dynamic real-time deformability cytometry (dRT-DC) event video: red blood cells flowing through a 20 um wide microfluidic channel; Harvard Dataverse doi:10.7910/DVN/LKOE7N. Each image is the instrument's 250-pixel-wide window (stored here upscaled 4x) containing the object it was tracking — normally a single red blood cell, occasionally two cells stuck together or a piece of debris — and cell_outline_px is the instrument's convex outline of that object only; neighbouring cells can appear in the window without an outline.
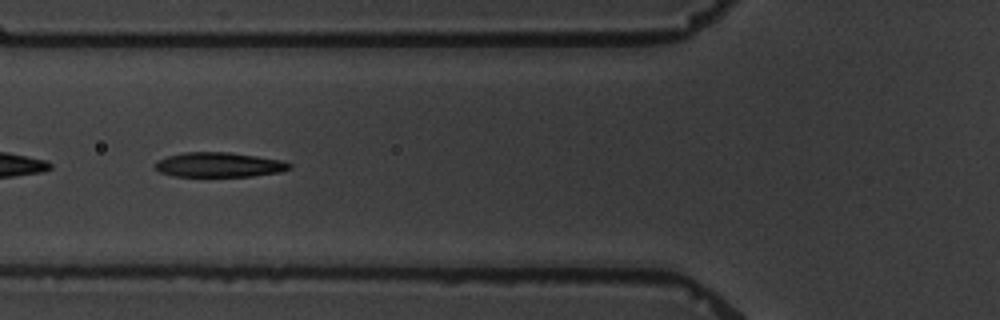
{"species": "common noctule bat (a hibernating species)", "species_latin": "Nyctalus noctula", "temperature_condition": "warm", "stored_images_in_passage": 8, "camera_frame_rate_fps": 3000, "um_per_image_px": 0.085, "animal": {"sex": "male", "body_mass_g": 19.5, "forearm_length_mm": 54.6}, "frame": {"image": 1, "passage_image": 6, "time_ms": 5.667, "image_size_px": [1000, 320], "cell_outline_px": [[292, 168], [280, 172], [252, 176], [172, 176], [160, 172], [156, 168], [156, 160], [168, 156], [184, 152], [228, 152], [284, 160], [292, 164]], "centroid_in_image_um": [18.65, 14.0], "position_along_channel_um": 107.2, "area_um2": 19.36}}